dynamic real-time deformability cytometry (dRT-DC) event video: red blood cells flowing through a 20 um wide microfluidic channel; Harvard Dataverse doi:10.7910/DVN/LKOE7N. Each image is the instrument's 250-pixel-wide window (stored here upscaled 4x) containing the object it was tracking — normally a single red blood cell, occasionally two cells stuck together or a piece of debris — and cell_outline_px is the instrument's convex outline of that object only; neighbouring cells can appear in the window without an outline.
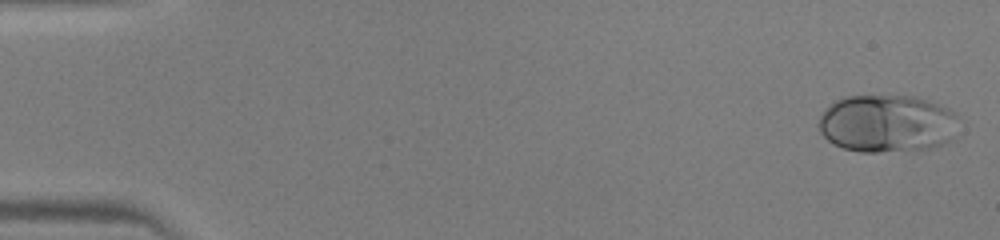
{"species": "human", "species_latin": "Homo sapiens", "temperature_condition": "warm", "stored_images_in_passage": 11, "camera_frame_rate_fps": 3000, "um_per_image_px": 0.085, "donor": {"sex": "male"}, "frame": {"image": 1, "passage_image": 1, "time_ms": 0.0, "image_size_px": [1000, 240], "cell_outline_px": [[956, 116], [948, 140], [932, 148], [876, 152], [860, 152], [844, 148], [832, 144], [820, 132], [820, 116], [836, 100], [844, 96], [916, 96], [928, 100], [948, 108], [956, 112]], "centroid_in_image_um": [75.34, 10.49], "position_along_channel_um": 9.7, "area_um2": 46.3}}